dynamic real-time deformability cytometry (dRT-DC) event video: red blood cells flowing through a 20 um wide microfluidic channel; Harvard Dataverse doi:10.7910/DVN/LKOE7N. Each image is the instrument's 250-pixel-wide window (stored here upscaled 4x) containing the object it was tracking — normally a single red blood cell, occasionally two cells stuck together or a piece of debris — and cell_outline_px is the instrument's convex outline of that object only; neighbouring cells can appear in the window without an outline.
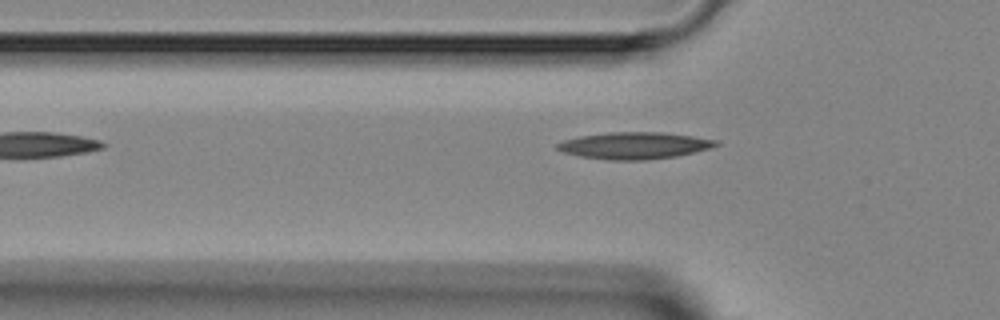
{"species": "Egyptian fruit bat (a non-hibernating species)", "species_latin": "Rousettus aegyptiacus", "temperature_condition": "room temperature", "stored_images_in_passage": 5, "camera_frame_rate_fps": 3000, "um_per_image_px": 0.085, "animal": {"sex": "female"}, "frame": {"image": 1, "passage_image": 2, "time_ms": 1.333, "image_size_px": [1000, 320], "cell_outline_px": [[720, 144], [708, 148], [676, 156], [644, 160], [608, 160], [580, 156], [564, 152], [556, 148], [556, 144], [564, 140], [580, 136], [612, 132], [664, 132], [692, 136], [716, 140]], "centroid_in_image_um": [53.9, 12.37], "position_along_channel_um": 71.9, "area_um2": 24.51}}
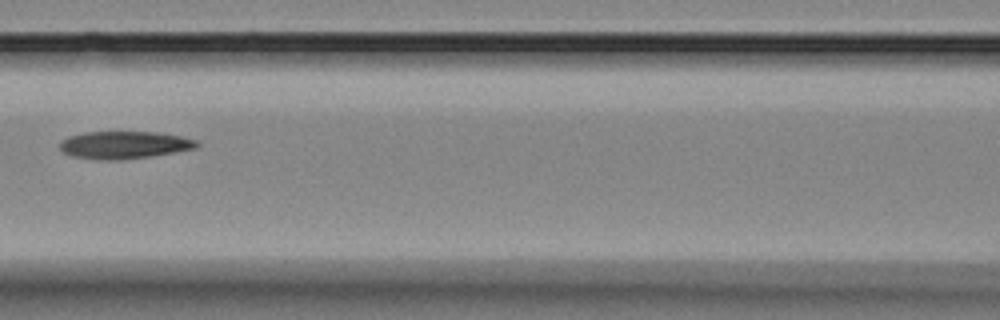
{"frame": {"image": 2, "passage_image": 4, "time_ms": 3.333, "image_size_px": [1000, 320], "cell_outline_px": [[200, 144], [196, 148], [148, 156], [120, 160], [96, 160], [72, 156], [64, 152], [60, 148], [60, 140], [68, 136], [84, 132], [160, 132], [180, 136], [196, 140]], "centroid_in_image_um": [10.52, 12.31], "position_along_channel_um": 156.1, "area_um2": 21.91}}
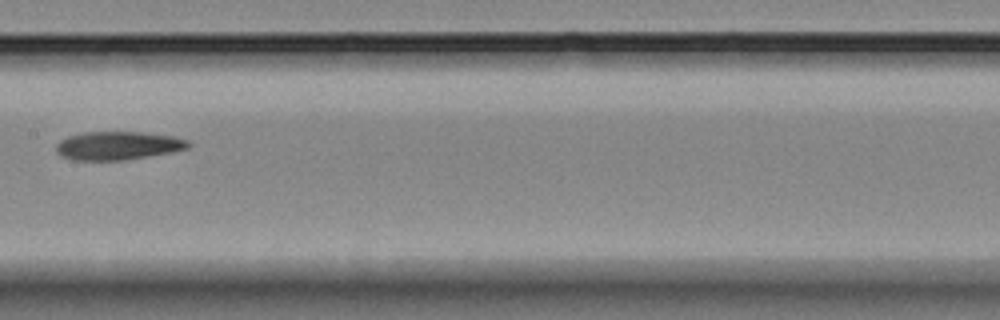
{"frame": {"image": 3, "passage_image": 5, "time_ms": 4.333, "image_size_px": [1000, 320], "cell_outline_px": [[192, 144], [188, 148], [172, 152], [124, 160], [72, 160], [60, 156], [56, 152], [56, 144], [60, 140], [68, 136], [84, 132], [144, 132], [176, 136], [188, 140]], "centroid_in_image_um": [10.03, 12.37], "position_along_channel_um": 197.4, "area_um2": 22.08}}